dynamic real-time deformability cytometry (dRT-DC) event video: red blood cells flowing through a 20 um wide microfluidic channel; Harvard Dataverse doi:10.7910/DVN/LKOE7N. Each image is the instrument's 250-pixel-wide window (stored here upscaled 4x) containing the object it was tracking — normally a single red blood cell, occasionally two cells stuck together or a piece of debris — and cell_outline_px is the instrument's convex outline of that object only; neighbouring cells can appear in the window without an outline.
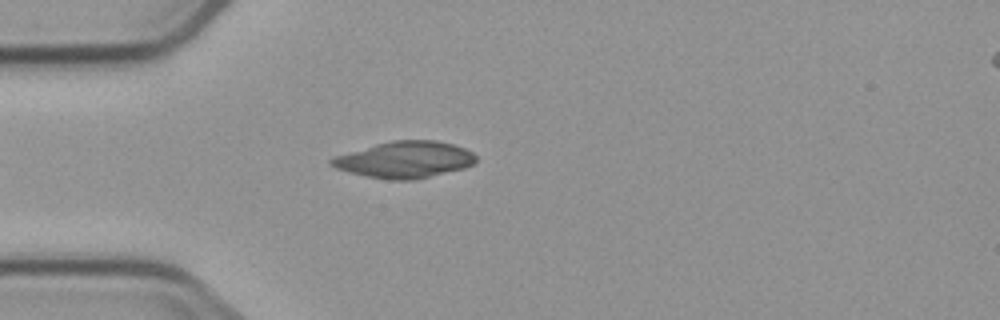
{"species": "common noctule bat (a hibernating species)", "species_latin": "Nyctalus noctula", "temperature_condition": "cold", "stored_images_in_passage": 4, "camera_frame_rate_fps": 3000, "um_per_image_px": 0.085, "animal": {"sex": "male", "body_mass_g": 23.1, "forearm_length_mm": 52.7}, "frame": {"image": 1, "passage_image": 4, "time_ms": 4.333, "image_size_px": [1000, 320], "cell_outline_px": [[476, 160], [472, 164], [464, 168], [412, 180], [392, 180], [368, 176], [336, 168], [328, 164], [328, 160], [336, 156], [376, 144], [392, 140], [436, 140], [452, 144], [464, 148], [472, 152], [476, 156]], "centroid_in_image_um": [34.41, 13.56], "position_along_channel_um": 50.6, "area_um2": 30.29}}